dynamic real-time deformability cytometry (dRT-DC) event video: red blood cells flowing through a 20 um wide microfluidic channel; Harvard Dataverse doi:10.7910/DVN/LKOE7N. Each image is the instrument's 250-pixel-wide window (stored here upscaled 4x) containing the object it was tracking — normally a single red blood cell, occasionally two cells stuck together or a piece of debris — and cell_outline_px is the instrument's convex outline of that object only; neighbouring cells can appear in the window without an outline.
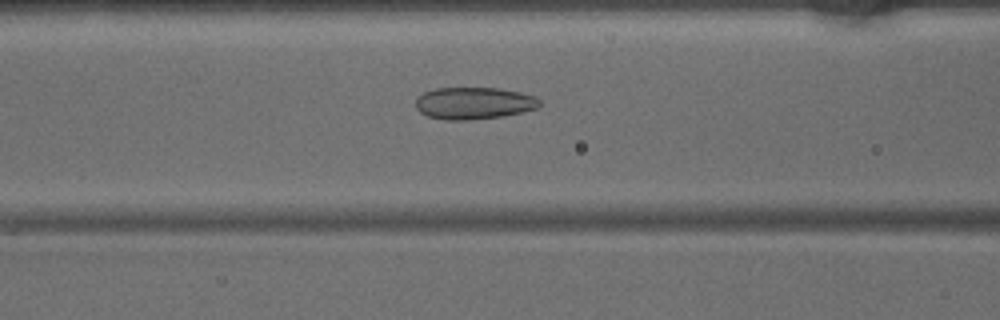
{"species": "common noctule bat (a hibernating species)", "species_latin": "Nyctalus noctula", "temperature_condition": "warm", "stored_images_in_passage": 45, "camera_frame_rate_fps": 3000, "um_per_image_px": 0.085, "animal": {"sex": "male", "body_mass_g": 15.6}, "frame": {"image": 1, "passage_image": 18, "time_ms": 5.667, "image_size_px": [1000, 320], "cell_outline_px": [[540, 104], [536, 108], [504, 116], [468, 120], [448, 120], [428, 116], [420, 112], [416, 108], [416, 96], [424, 92], [436, 88], [496, 88], [520, 92], [536, 96], [540, 100]], "centroid_in_image_um": [40.26, 8.76], "position_along_channel_um": 126.3, "area_um2": 23.12}}
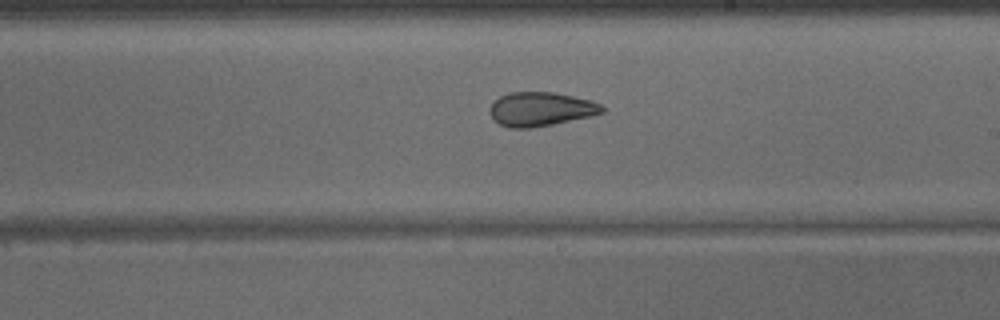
{"frame": {"image": 2, "passage_image": 26, "time_ms": 8.333, "image_size_px": [1000, 320], "cell_outline_px": [[604, 112], [592, 116], [532, 128], [508, 128], [500, 124], [488, 112], [488, 108], [492, 100], [508, 92], [556, 92], [592, 100], [600, 104], [604, 108]], "centroid_in_image_um": [45.94, 9.26], "position_along_channel_um": 243.1, "area_um2": 22.54}}
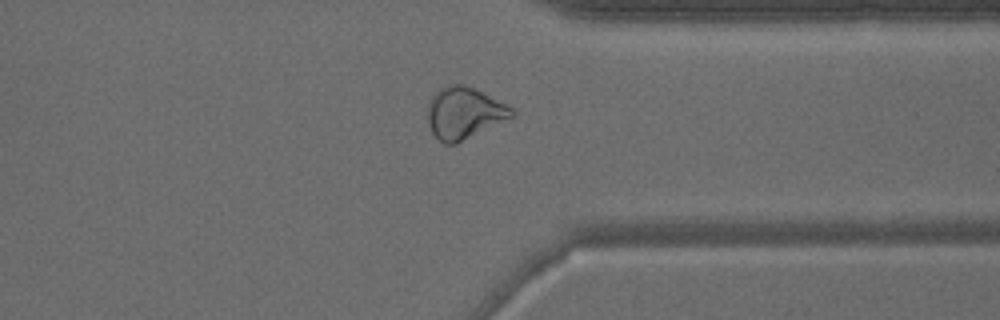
{"frame": {"image": 3, "passage_image": 35, "time_ms": 11.333, "image_size_px": [1000, 320], "cell_outline_px": [[516, 116], [456, 144], [444, 144], [432, 132], [428, 124], [428, 100], [432, 92], [444, 84], [464, 84], [512, 108], [516, 112]], "centroid_in_image_um": [39.41, 9.6], "position_along_channel_um": 372.0, "area_um2": 25.49}}